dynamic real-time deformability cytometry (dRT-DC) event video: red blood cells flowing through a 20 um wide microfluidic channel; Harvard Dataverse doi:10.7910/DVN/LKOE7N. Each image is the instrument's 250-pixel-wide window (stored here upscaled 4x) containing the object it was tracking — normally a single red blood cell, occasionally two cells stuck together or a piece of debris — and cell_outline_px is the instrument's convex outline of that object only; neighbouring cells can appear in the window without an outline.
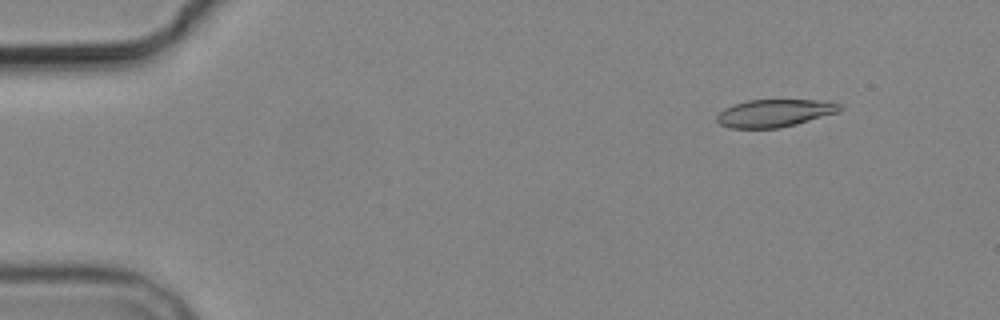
{"species": "common noctule bat (a hibernating species)", "species_latin": "Nyctalus noctula", "temperature_condition": "cold", "stored_images_in_passage": 3, "camera_frame_rate_fps": 3000, "um_per_image_px": 0.085, "animal": {"sex": "male", "body_mass_g": 19.2, "forearm_length_mm": 51.8}, "frame": {"image": 1, "passage_image": 2, "time_ms": 1.0, "image_size_px": [1000, 320], "cell_outline_px": [[844, 108], [840, 112], [796, 124], [780, 128], [728, 128], [720, 124], [716, 120], [716, 116], [724, 108], [732, 104], [748, 100], [828, 100], [840, 104]], "centroid_in_image_um": [65.86, 9.61], "position_along_channel_um": 19.1, "area_um2": 20.06}}